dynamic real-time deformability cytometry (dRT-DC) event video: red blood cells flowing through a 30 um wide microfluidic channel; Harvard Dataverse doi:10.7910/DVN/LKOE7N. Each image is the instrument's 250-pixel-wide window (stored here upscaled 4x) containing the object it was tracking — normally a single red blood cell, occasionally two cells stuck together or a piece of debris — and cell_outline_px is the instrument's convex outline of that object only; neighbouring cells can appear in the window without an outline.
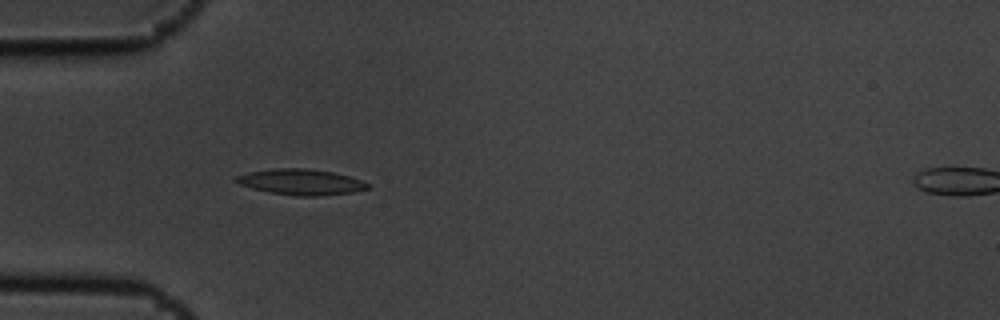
{"species": "common noctule bat (a hibernating species)", "species_latin": "Nyctalus noctula", "temperature_condition": "cold", "stored_images_in_passage": 5, "camera_frame_rate_fps": 3000, "um_per_image_px": 0.085, "animal": {"sex": "male", "body_mass_g": 19.5, "forearm_length_mm": 54.6}, "frame": {"image": 1, "passage_image": 4, "time_ms": 1.0, "image_size_px": [1000, 320], "cell_outline_px": [[372, 184], [368, 188], [352, 192], [316, 196], [296, 196], [272, 192], [252, 188], [240, 184], [232, 180], [236, 176], [248, 172], [276, 168], [304, 168], [332, 172], [348, 176]], "centroid_in_image_um": [25.57, 15.46], "position_along_channel_um": 59.4, "area_um2": 19.54}}